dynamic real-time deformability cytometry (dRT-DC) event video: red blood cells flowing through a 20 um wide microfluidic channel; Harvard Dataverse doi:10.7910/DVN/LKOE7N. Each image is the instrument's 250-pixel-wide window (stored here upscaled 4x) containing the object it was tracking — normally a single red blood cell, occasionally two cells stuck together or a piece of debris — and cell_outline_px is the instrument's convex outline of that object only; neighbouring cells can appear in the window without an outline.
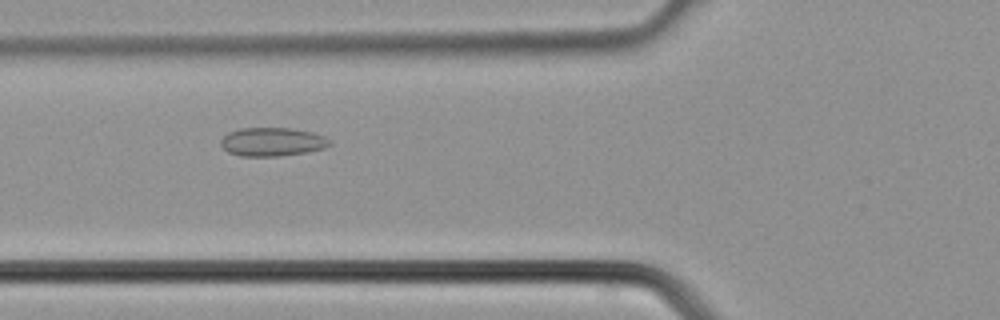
{"species": "common noctule bat (a hibernating species)", "species_latin": "Nyctalus noctula", "temperature_condition": "cold", "stored_images_in_passage": 27, "camera_frame_rate_fps": 3000, "um_per_image_px": 0.085, "animal": {"sex": "male", "body_mass_g": 21.5, "forearm_length_mm": 52.0}, "frame": {"image": 1, "passage_image": 7, "time_ms": 2.0, "image_size_px": [1000, 320], "cell_outline_px": [[332, 144], [324, 148], [308, 152], [280, 156], [240, 156], [228, 152], [220, 144], [220, 140], [228, 132], [240, 128], [292, 128], [312, 132], [324, 136], [332, 140]], "centroid_in_image_um": [23.16, 12.05], "position_along_channel_um": 102.6, "area_um2": 18.32}}
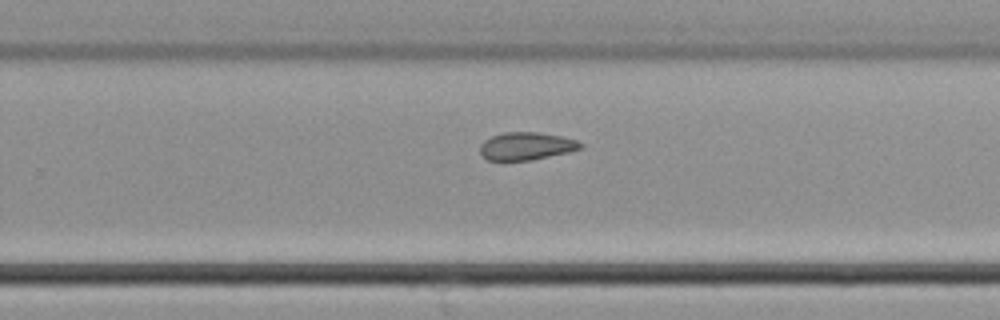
{"frame": {"image": 2, "passage_image": 17, "time_ms": 5.333, "image_size_px": [1000, 320], "cell_outline_px": [[584, 148], [568, 152], [532, 160], [488, 160], [480, 156], [480, 144], [484, 140], [492, 136], [504, 132], [540, 132], [560, 136], [576, 140], [584, 144]], "centroid_in_image_um": [44.73, 12.42], "position_along_channel_um": 285.1, "area_um2": 16.36}}
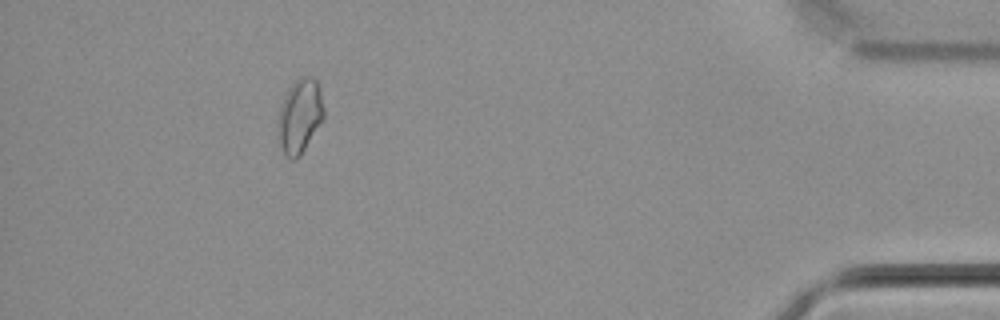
{"frame": {"image": 3, "passage_image": 27, "time_ms": 8.667, "image_size_px": [1000, 320], "cell_outline_px": [[324, 116], [300, 156], [292, 160], [284, 152], [276, 136], [276, 124], [280, 108], [288, 88], [300, 76], [312, 76], [316, 80], [320, 88], [324, 108]], "centroid_in_image_um": [25.46, 9.84], "position_along_channel_um": 409.7, "area_um2": 19.83}}